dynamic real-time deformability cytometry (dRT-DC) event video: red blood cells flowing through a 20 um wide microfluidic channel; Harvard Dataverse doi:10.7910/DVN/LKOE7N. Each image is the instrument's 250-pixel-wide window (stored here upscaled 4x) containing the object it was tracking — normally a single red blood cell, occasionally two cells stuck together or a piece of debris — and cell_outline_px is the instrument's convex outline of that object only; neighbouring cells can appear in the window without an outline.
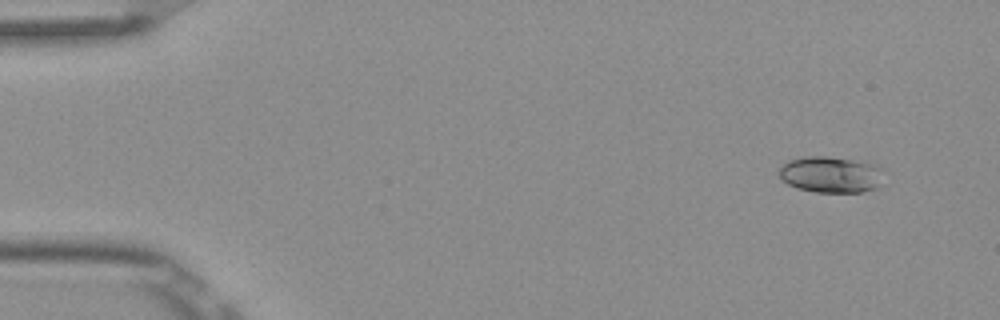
{"species": "Egyptian fruit bat (a non-hibernating species)", "species_latin": "Rousettus aegyptiacus", "temperature_condition": "room temperature", "stored_images_in_passage": 4, "camera_frame_rate_fps": 3000, "um_per_image_px": 0.085, "frame": {"image": 1, "passage_image": 1, "time_ms": 0.0, "image_size_px": [1000, 320], "cell_outline_px": [[888, 172], [876, 188], [860, 192], [816, 192], [796, 188], [788, 184], [780, 176], [780, 168], [788, 160], [808, 156], [824, 156], [864, 160], [876, 164], [884, 168]], "centroid_in_image_um": [70.73, 14.82], "position_along_channel_um": 14.3, "area_um2": 22.66}}
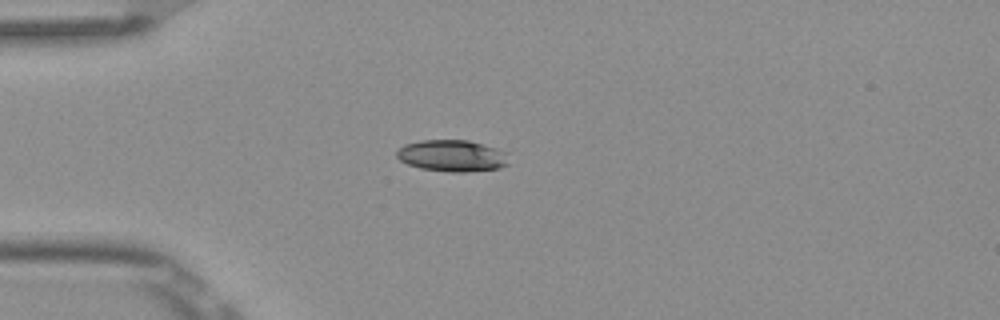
{"frame": {"image": 2, "passage_image": 4, "time_ms": 1.0, "image_size_px": [1000, 320], "cell_outline_px": [[508, 164], [500, 168], [464, 172], [448, 172], [420, 168], [408, 164], [400, 160], [396, 156], [396, 152], [404, 144], [420, 140], [468, 140], [496, 148], [508, 152]], "centroid_in_image_um": [38.44, 13.24], "position_along_channel_um": 46.6, "area_um2": 20.75}}